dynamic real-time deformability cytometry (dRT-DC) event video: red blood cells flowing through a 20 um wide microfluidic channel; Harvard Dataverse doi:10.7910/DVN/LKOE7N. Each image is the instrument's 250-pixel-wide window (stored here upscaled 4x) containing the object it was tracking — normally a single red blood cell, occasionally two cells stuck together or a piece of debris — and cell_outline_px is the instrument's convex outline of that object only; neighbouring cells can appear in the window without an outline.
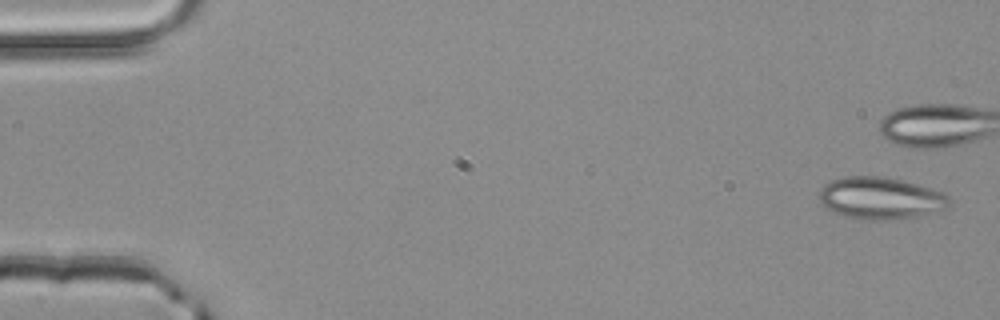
{"species": "common noctule bat (a hibernating species)", "species_latin": "Nyctalus noctula", "temperature_condition": "room temperature", "stored_images_in_passage": 10, "camera_frame_rate_fps": 3000, "um_per_image_px": 0.085, "animal": {"sex": "male", "body_mass_g": 20.4}, "frame": {"image": 1, "passage_image": 1, "time_ms": 0.0, "image_size_px": [1000, 320], "cell_outline_px": [[952, 200], [944, 208], [916, 216], [888, 220], [872, 220], [844, 216], [828, 208], [820, 200], [820, 188], [824, 184], [832, 180], [844, 176], [884, 176], [904, 180], [944, 192]], "centroid_in_image_um": [74.85, 16.82], "position_along_channel_um": 10.2, "area_um2": 31.62}}